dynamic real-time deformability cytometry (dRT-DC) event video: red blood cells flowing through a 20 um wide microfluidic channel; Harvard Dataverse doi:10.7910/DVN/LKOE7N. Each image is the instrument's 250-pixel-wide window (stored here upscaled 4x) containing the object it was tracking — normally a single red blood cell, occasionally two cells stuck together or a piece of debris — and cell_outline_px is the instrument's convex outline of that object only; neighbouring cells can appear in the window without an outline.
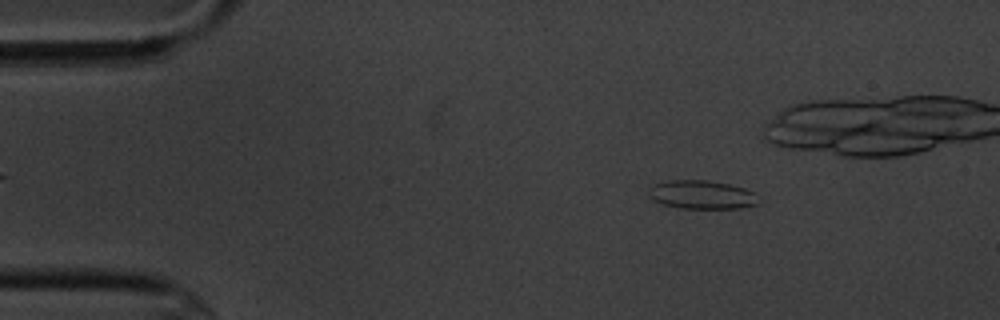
{"species": "common noctule bat (a hibernating species)", "species_latin": "Nyctalus noctula", "temperature_condition": "cold", "stored_images_in_passage": 5, "camera_frame_rate_fps": 3000, "um_per_image_px": 0.085, "animal": {"sex": "male", "body_mass_g": 20.1, "forearm_length_mm": 53.5}, "frame": {"image": 1, "passage_image": 2, "time_ms": 1.0, "image_size_px": [1000, 320], "cell_outline_px": [[760, 204], [740, 208], [680, 208], [664, 204], [652, 200], [648, 188], [652, 184], [668, 180], [708, 180], [728, 184], [744, 188], [756, 192]], "centroid_in_image_um": [59.67, 16.54], "position_along_channel_um": 25.3, "area_um2": 18.44}}